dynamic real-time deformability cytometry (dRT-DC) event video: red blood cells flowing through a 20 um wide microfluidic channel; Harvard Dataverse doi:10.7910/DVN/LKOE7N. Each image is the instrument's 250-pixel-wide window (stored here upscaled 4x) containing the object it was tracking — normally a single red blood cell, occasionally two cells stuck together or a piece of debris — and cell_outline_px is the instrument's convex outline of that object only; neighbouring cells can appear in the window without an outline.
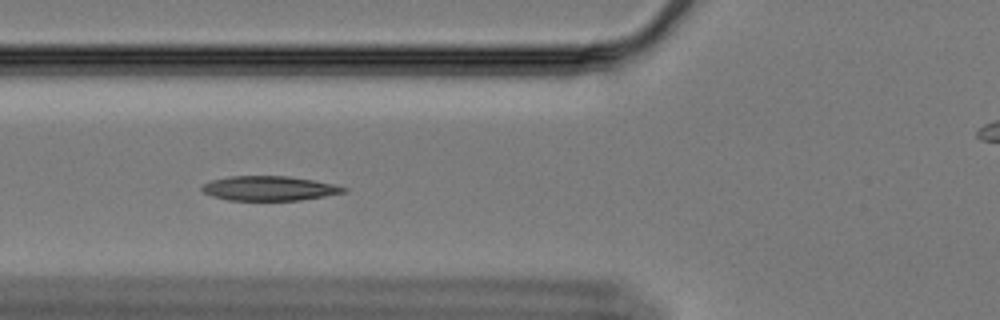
{"species": "Egyptian fruit bat (a non-hibernating species)", "species_latin": "Rousettus aegyptiacus", "temperature_condition": "cold", "stored_images_in_passage": 52, "camera_frame_rate_fps": 3000, "um_per_image_px": 0.085, "animal": {"sex": "female"}, "frame": {"image": 1, "passage_image": 14, "time_ms": 4.333, "image_size_px": [1000, 320], "cell_outline_px": [[348, 188], [344, 192], [324, 196], [300, 200], [228, 200], [212, 196], [204, 192], [200, 188], [204, 184], [212, 180], [228, 176], [288, 176], [312, 180], [332, 184]], "centroid_in_image_um": [22.85, 16.01], "position_along_channel_um": 103.0, "area_um2": 20.06}}
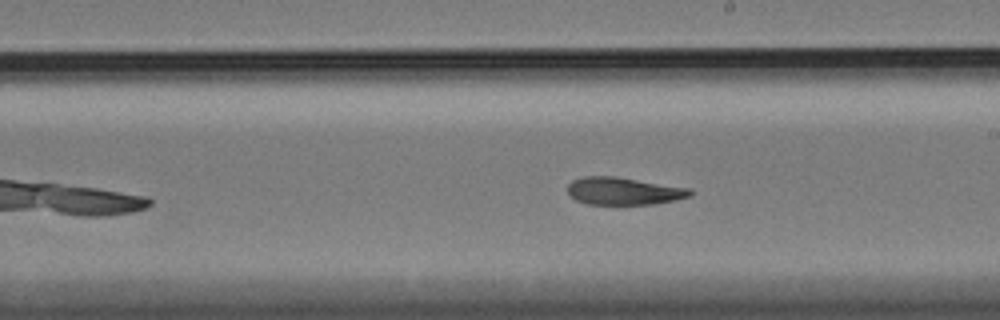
{"frame": {"image": 2, "passage_image": 26, "time_ms": 8.333, "image_size_px": [1000, 320], "cell_outline_px": [[692, 196], [676, 200], [652, 204], [588, 204], [576, 200], [568, 192], [568, 184], [572, 180], [584, 176], [616, 176], [692, 188]], "centroid_in_image_um": [53.05, 16.23], "position_along_channel_um": 236.0, "area_um2": 19.77}}
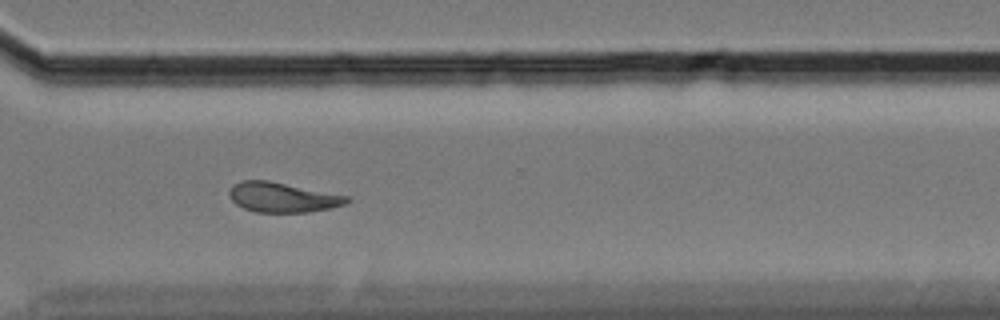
{"frame": {"image": 3, "passage_image": 36, "time_ms": 11.667, "image_size_px": [1000, 320], "cell_outline_px": [[348, 200], [344, 204], [332, 208], [308, 212], [256, 212], [244, 208], [236, 204], [228, 196], [228, 192], [232, 184], [240, 180], [268, 180], [348, 196]], "centroid_in_image_um": [23.95, 16.76], "position_along_channel_um": 346.7, "area_um2": 20.4}, "authors_computed_cell_mechanics": {"area_um2": 20.3745, "velocity_mm_per_s": 3.3277, "shape_relaxation_time_tau1_ms": 8.4959, "shape_relaxation_time_tau2_ms": 4.1692, "deformation_change_tau1": 0.1784, "deformation_change_tau2": 0.1011}}